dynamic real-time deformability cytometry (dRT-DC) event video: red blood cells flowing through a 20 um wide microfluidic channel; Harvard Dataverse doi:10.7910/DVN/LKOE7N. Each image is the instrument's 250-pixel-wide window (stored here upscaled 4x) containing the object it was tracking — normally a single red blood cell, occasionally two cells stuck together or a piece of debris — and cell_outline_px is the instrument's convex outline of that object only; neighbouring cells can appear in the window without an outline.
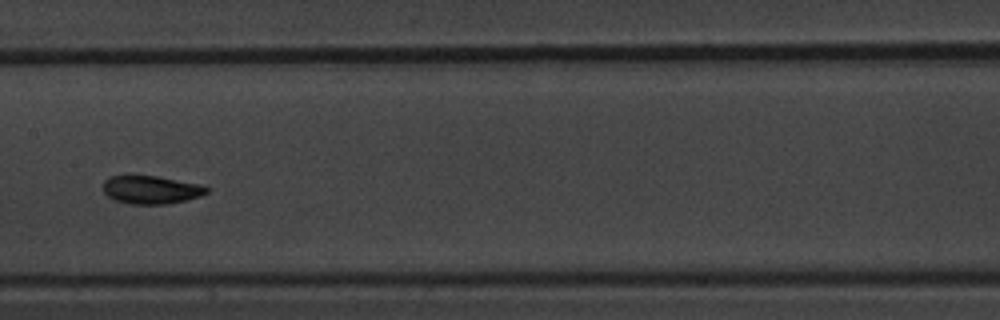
{"species": "common noctule bat (a hibernating species)", "species_latin": "Nyctalus noctula", "temperature_condition": "warm", "stored_images_in_passage": 12, "camera_frame_rate_fps": 3000, "um_per_image_px": 0.085, "animal": {"sex": "male", "body_mass_g": 20.1, "forearm_length_mm": 53.5}, "frame": {"image": 1, "passage_image": 6, "time_ms": 6.667, "image_size_px": [1000, 320], "cell_outline_px": [[208, 192], [200, 196], [168, 204], [128, 204], [116, 200], [108, 196], [104, 192], [104, 180], [108, 176], [156, 176], [200, 184], [208, 188]], "centroid_in_image_um": [12.83, 16.13], "position_along_channel_um": 194.6, "area_um2": 16.82}}
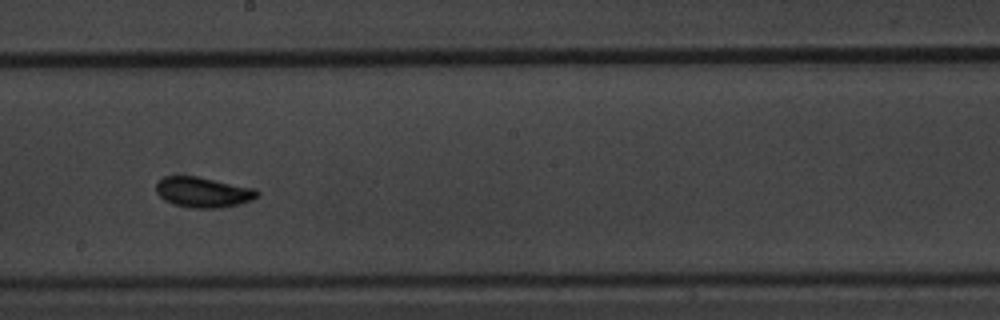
{"frame": {"image": 2, "passage_image": 7, "time_ms": 7.667, "image_size_px": [1000, 320], "cell_outline_px": [[260, 196], [252, 200], [220, 208], [192, 208], [172, 204], [164, 200], [156, 192], [156, 180], [164, 176], [196, 176], [256, 188], [260, 192]], "centroid_in_image_um": [17.26, 16.33], "position_along_channel_um": 230.9, "area_um2": 18.09}}
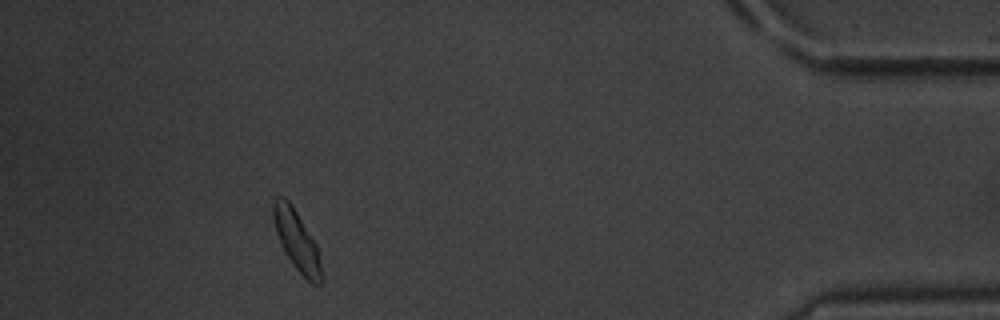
{"frame": {"image": 3, "passage_image": 12, "time_ms": 14.0, "image_size_px": [1000, 320], "cell_outline_px": [[320, 284], [312, 284], [296, 268], [284, 252], [276, 232], [272, 216], [272, 204], [276, 196], [284, 196], [292, 204], [316, 244], [320, 264]], "centroid_in_image_um": [25.17, 20.36], "position_along_channel_um": 410.0, "area_um2": 16.47}, "authors_computed_cell_mechanics": {"area_um2": 16.8776, "velocity_mm_per_s": 3.6623, "shape_relaxation_time_tau1_ms": 1.9311, "shape_relaxation_time_tau2_ms": null, "deformation_change_tau1": 0.0962, "deformation_change_tau2": null}}